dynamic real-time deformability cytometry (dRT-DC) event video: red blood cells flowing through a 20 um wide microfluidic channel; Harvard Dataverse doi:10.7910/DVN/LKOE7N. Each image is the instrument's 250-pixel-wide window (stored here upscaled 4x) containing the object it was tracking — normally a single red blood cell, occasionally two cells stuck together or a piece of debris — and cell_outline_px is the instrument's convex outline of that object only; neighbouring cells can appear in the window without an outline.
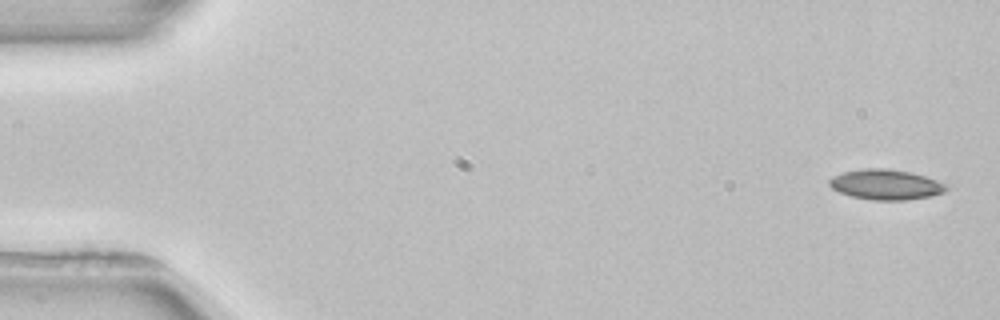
{"species": "common noctule bat (a hibernating species)", "species_latin": "Nyctalus noctula", "temperature_condition": "room temperature", "stored_images_in_passage": 6, "camera_frame_rate_fps": 3000, "um_per_image_px": 0.085, "animal": {"sex": "female", "body_mass_g": 22.7, "forearm_length_mm": 54.2}, "frame": {"image": 1, "passage_image": 1, "time_ms": 0.0, "image_size_px": [1000, 320], "cell_outline_px": [[948, 188], [944, 192], [932, 196], [908, 200], [872, 200], [852, 196], [840, 192], [832, 188], [828, 184], [828, 180], [832, 176], [844, 172], [864, 168], [888, 168], [908, 172], [924, 176], [936, 180], [944, 184]], "centroid_in_image_um": [75.27, 15.69], "position_along_channel_um": 9.7, "area_um2": 20.52}}
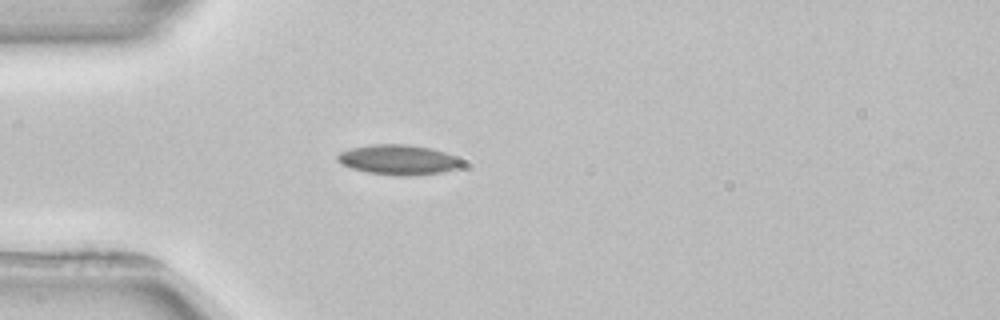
{"frame": {"image": 2, "passage_image": 4, "time_ms": 4.333, "image_size_px": [1000, 320], "cell_outline_px": [[464, 164], [456, 168], [440, 172], [412, 176], [396, 176], [368, 172], [352, 168], [340, 164], [336, 160], [336, 156], [340, 152], [352, 148], [372, 144], [408, 144], [432, 148], [456, 156]], "centroid_in_image_um": [33.84, 13.57], "position_along_channel_um": 51.2, "area_um2": 21.79}}